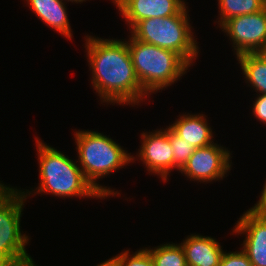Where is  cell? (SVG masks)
Wrapping results in <instances>:
<instances>
[{"mask_svg":"<svg viewBox=\"0 0 266 266\" xmlns=\"http://www.w3.org/2000/svg\"><path fill=\"white\" fill-rule=\"evenodd\" d=\"M230 150L221 144L196 148L179 173L197 183H211L225 178L231 171L232 160Z\"/></svg>","mask_w":266,"mask_h":266,"instance_id":"52a82bcc","label":"cell"},{"mask_svg":"<svg viewBox=\"0 0 266 266\" xmlns=\"http://www.w3.org/2000/svg\"><path fill=\"white\" fill-rule=\"evenodd\" d=\"M63 1H64V2H72V3L75 2L76 4H77V3H80V4H81V3H83L84 1L86 2L87 0H63ZM88 1H89V0H88Z\"/></svg>","mask_w":266,"mask_h":266,"instance_id":"484cf974","label":"cell"},{"mask_svg":"<svg viewBox=\"0 0 266 266\" xmlns=\"http://www.w3.org/2000/svg\"><path fill=\"white\" fill-rule=\"evenodd\" d=\"M4 185V183L2 181H0V188Z\"/></svg>","mask_w":266,"mask_h":266,"instance_id":"f1b7e54d","label":"cell"},{"mask_svg":"<svg viewBox=\"0 0 266 266\" xmlns=\"http://www.w3.org/2000/svg\"><path fill=\"white\" fill-rule=\"evenodd\" d=\"M28 7L48 27L68 40L72 39V29L68 19L66 2L63 0H25Z\"/></svg>","mask_w":266,"mask_h":266,"instance_id":"5bb4252c","label":"cell"},{"mask_svg":"<svg viewBox=\"0 0 266 266\" xmlns=\"http://www.w3.org/2000/svg\"><path fill=\"white\" fill-rule=\"evenodd\" d=\"M35 137L40 183L30 191L22 188L27 199L30 195L46 193L62 199L81 197L104 200V197L86 180L77 159L73 161L65 153Z\"/></svg>","mask_w":266,"mask_h":266,"instance_id":"7a4b0ae2","label":"cell"},{"mask_svg":"<svg viewBox=\"0 0 266 266\" xmlns=\"http://www.w3.org/2000/svg\"><path fill=\"white\" fill-rule=\"evenodd\" d=\"M261 53L266 57V49Z\"/></svg>","mask_w":266,"mask_h":266,"instance_id":"83f0119b","label":"cell"},{"mask_svg":"<svg viewBox=\"0 0 266 266\" xmlns=\"http://www.w3.org/2000/svg\"><path fill=\"white\" fill-rule=\"evenodd\" d=\"M252 210L266 214V181L261 190V195H259V200L251 207Z\"/></svg>","mask_w":266,"mask_h":266,"instance_id":"7402d4cb","label":"cell"},{"mask_svg":"<svg viewBox=\"0 0 266 266\" xmlns=\"http://www.w3.org/2000/svg\"><path fill=\"white\" fill-rule=\"evenodd\" d=\"M187 266H219L224 250L211 236L192 233L180 243Z\"/></svg>","mask_w":266,"mask_h":266,"instance_id":"7c38bea8","label":"cell"},{"mask_svg":"<svg viewBox=\"0 0 266 266\" xmlns=\"http://www.w3.org/2000/svg\"><path fill=\"white\" fill-rule=\"evenodd\" d=\"M156 129L152 132L141 133V146L136 158L132 156V162L140 160L151 175H157L165 183L169 181L170 172L174 170L173 150L170 142V127ZM138 158V159H137ZM137 159V160H136ZM168 179V180H167Z\"/></svg>","mask_w":266,"mask_h":266,"instance_id":"9c48e42d","label":"cell"},{"mask_svg":"<svg viewBox=\"0 0 266 266\" xmlns=\"http://www.w3.org/2000/svg\"><path fill=\"white\" fill-rule=\"evenodd\" d=\"M188 13V6H185L177 15L143 19L130 30V34L141 42L176 52L193 66L200 48Z\"/></svg>","mask_w":266,"mask_h":266,"instance_id":"5b68a950","label":"cell"},{"mask_svg":"<svg viewBox=\"0 0 266 266\" xmlns=\"http://www.w3.org/2000/svg\"><path fill=\"white\" fill-rule=\"evenodd\" d=\"M236 58L245 83L255 89L257 94H266V57L261 52H257L241 54Z\"/></svg>","mask_w":266,"mask_h":266,"instance_id":"9a60e30c","label":"cell"},{"mask_svg":"<svg viewBox=\"0 0 266 266\" xmlns=\"http://www.w3.org/2000/svg\"><path fill=\"white\" fill-rule=\"evenodd\" d=\"M84 38L91 84L101 104L134 107L149 98L135 74L126 38Z\"/></svg>","mask_w":266,"mask_h":266,"instance_id":"6da1fadb","label":"cell"},{"mask_svg":"<svg viewBox=\"0 0 266 266\" xmlns=\"http://www.w3.org/2000/svg\"><path fill=\"white\" fill-rule=\"evenodd\" d=\"M220 28L229 37L236 56L263 52L266 49V11L264 9L254 14L233 17Z\"/></svg>","mask_w":266,"mask_h":266,"instance_id":"ba28073f","label":"cell"},{"mask_svg":"<svg viewBox=\"0 0 266 266\" xmlns=\"http://www.w3.org/2000/svg\"><path fill=\"white\" fill-rule=\"evenodd\" d=\"M131 30L139 21L177 15L185 0H111Z\"/></svg>","mask_w":266,"mask_h":266,"instance_id":"8fae6325","label":"cell"},{"mask_svg":"<svg viewBox=\"0 0 266 266\" xmlns=\"http://www.w3.org/2000/svg\"><path fill=\"white\" fill-rule=\"evenodd\" d=\"M96 266H116L114 257L110 259H106V261L101 262L100 264H97Z\"/></svg>","mask_w":266,"mask_h":266,"instance_id":"d4e9b609","label":"cell"},{"mask_svg":"<svg viewBox=\"0 0 266 266\" xmlns=\"http://www.w3.org/2000/svg\"><path fill=\"white\" fill-rule=\"evenodd\" d=\"M219 17L216 19L218 27H221L227 20L248 14H254L263 10L261 0H217ZM218 20V21H217Z\"/></svg>","mask_w":266,"mask_h":266,"instance_id":"2e32d148","label":"cell"},{"mask_svg":"<svg viewBox=\"0 0 266 266\" xmlns=\"http://www.w3.org/2000/svg\"><path fill=\"white\" fill-rule=\"evenodd\" d=\"M77 161L86 180L104 199L120 195L118 190L99 184V179L117 172L133 163L131 153L111 137L98 131L78 130L74 132ZM98 179V180H97ZM98 182V183H97Z\"/></svg>","mask_w":266,"mask_h":266,"instance_id":"3957f363","label":"cell"},{"mask_svg":"<svg viewBox=\"0 0 266 266\" xmlns=\"http://www.w3.org/2000/svg\"><path fill=\"white\" fill-rule=\"evenodd\" d=\"M219 266H252L248 256L243 250L224 251Z\"/></svg>","mask_w":266,"mask_h":266,"instance_id":"ffe728a7","label":"cell"},{"mask_svg":"<svg viewBox=\"0 0 266 266\" xmlns=\"http://www.w3.org/2000/svg\"><path fill=\"white\" fill-rule=\"evenodd\" d=\"M0 266H12V262L3 255H0Z\"/></svg>","mask_w":266,"mask_h":266,"instance_id":"cb8c5ba5","label":"cell"},{"mask_svg":"<svg viewBox=\"0 0 266 266\" xmlns=\"http://www.w3.org/2000/svg\"><path fill=\"white\" fill-rule=\"evenodd\" d=\"M127 40L135 74L150 97L152 93L174 85L191 67L179 54L135 39Z\"/></svg>","mask_w":266,"mask_h":266,"instance_id":"277c9868","label":"cell"},{"mask_svg":"<svg viewBox=\"0 0 266 266\" xmlns=\"http://www.w3.org/2000/svg\"><path fill=\"white\" fill-rule=\"evenodd\" d=\"M145 248L150 252L154 266H187L180 243L166 242L156 247Z\"/></svg>","mask_w":266,"mask_h":266,"instance_id":"e0dca14e","label":"cell"},{"mask_svg":"<svg viewBox=\"0 0 266 266\" xmlns=\"http://www.w3.org/2000/svg\"><path fill=\"white\" fill-rule=\"evenodd\" d=\"M232 229V235L245 234L242 250L252 266H266V214L251 208L240 216Z\"/></svg>","mask_w":266,"mask_h":266,"instance_id":"30bf717a","label":"cell"},{"mask_svg":"<svg viewBox=\"0 0 266 266\" xmlns=\"http://www.w3.org/2000/svg\"><path fill=\"white\" fill-rule=\"evenodd\" d=\"M170 142L173 150L174 169L179 172L196 148L193 145L188 144L186 141H183V139H181V137L178 136L171 128Z\"/></svg>","mask_w":266,"mask_h":266,"instance_id":"ac0fdd59","label":"cell"},{"mask_svg":"<svg viewBox=\"0 0 266 266\" xmlns=\"http://www.w3.org/2000/svg\"><path fill=\"white\" fill-rule=\"evenodd\" d=\"M27 198L20 188H0V255L12 263L29 257L26 251L30 237L21 231V217Z\"/></svg>","mask_w":266,"mask_h":266,"instance_id":"8992f818","label":"cell"},{"mask_svg":"<svg viewBox=\"0 0 266 266\" xmlns=\"http://www.w3.org/2000/svg\"><path fill=\"white\" fill-rule=\"evenodd\" d=\"M257 97L253 101L252 114L260 123L266 125V94H256Z\"/></svg>","mask_w":266,"mask_h":266,"instance_id":"44dd1931","label":"cell"},{"mask_svg":"<svg viewBox=\"0 0 266 266\" xmlns=\"http://www.w3.org/2000/svg\"><path fill=\"white\" fill-rule=\"evenodd\" d=\"M262 8L266 11V0H261Z\"/></svg>","mask_w":266,"mask_h":266,"instance_id":"4316f807","label":"cell"},{"mask_svg":"<svg viewBox=\"0 0 266 266\" xmlns=\"http://www.w3.org/2000/svg\"><path fill=\"white\" fill-rule=\"evenodd\" d=\"M12 266H37L35 264V261H33V258L31 256L17 260L16 262L12 263Z\"/></svg>","mask_w":266,"mask_h":266,"instance_id":"603a6c76","label":"cell"},{"mask_svg":"<svg viewBox=\"0 0 266 266\" xmlns=\"http://www.w3.org/2000/svg\"><path fill=\"white\" fill-rule=\"evenodd\" d=\"M130 253V249H126L113 256L116 266H154L152 256L146 248Z\"/></svg>","mask_w":266,"mask_h":266,"instance_id":"d6986e66","label":"cell"},{"mask_svg":"<svg viewBox=\"0 0 266 266\" xmlns=\"http://www.w3.org/2000/svg\"><path fill=\"white\" fill-rule=\"evenodd\" d=\"M205 114H190L185 112L178 115L169 127L188 144L195 148L204 147L214 143V133L205 117Z\"/></svg>","mask_w":266,"mask_h":266,"instance_id":"4fadbf2b","label":"cell"}]
</instances>
